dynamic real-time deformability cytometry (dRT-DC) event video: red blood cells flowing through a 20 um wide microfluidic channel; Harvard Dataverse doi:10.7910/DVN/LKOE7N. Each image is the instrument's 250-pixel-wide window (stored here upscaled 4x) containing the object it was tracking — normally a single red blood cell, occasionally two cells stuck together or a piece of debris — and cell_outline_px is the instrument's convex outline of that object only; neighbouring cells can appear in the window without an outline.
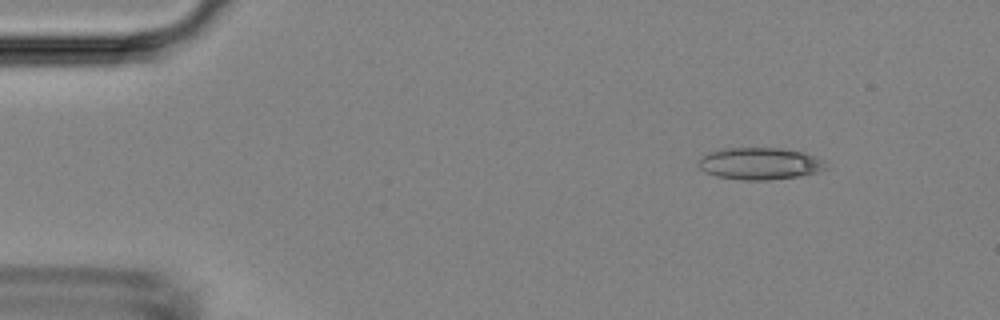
{"species": "Egyptian fruit bat (a non-hibernating species)", "species_latin": "Rousettus aegyptiacus", "temperature_condition": "room temperature", "stored_images_in_passage": 4, "camera_frame_rate_fps": 3000, "um_per_image_px": 0.085, "animal": {"sex": "female"}, "frame": {"image": 1, "passage_image": 1, "time_ms": 0.0, "image_size_px": [1000, 320], "cell_outline_px": [[828, 168], [816, 172], [800, 176], [768, 180], [744, 180], [716, 176], [704, 172], [696, 164], [700, 156], [708, 152], [720, 148], [780, 148], [804, 152], [824, 160]], "centroid_in_image_um": [64.54, 13.9], "position_along_channel_um": 20.5, "area_um2": 24.04}}